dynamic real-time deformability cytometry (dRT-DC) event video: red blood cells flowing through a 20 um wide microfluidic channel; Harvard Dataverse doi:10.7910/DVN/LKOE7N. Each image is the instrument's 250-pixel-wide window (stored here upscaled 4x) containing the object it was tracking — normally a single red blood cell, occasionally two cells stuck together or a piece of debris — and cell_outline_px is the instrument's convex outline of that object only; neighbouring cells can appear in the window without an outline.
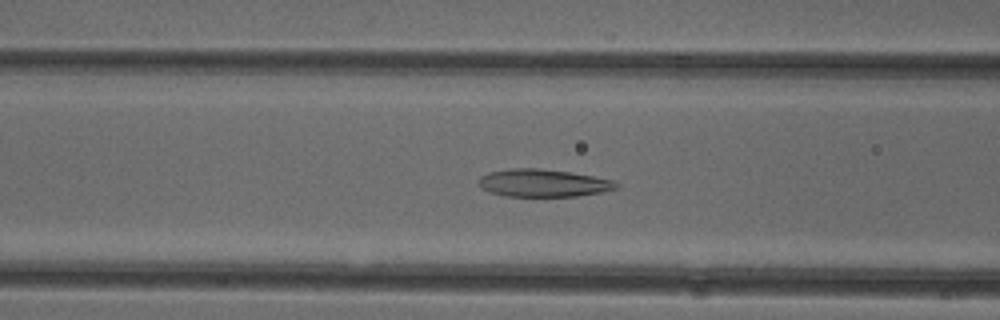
{"species": "common noctule bat (a hibernating species)", "species_latin": "Nyctalus noctula", "temperature_condition": "cold", "stored_images_in_passage": 37, "camera_frame_rate_fps": 3000, "um_per_image_px": 0.085, "animal": {"sex": "female"}, "frame": {"image": 1, "passage_image": 6, "time_ms": 1.667, "image_size_px": [1000, 320], "cell_outline_px": [[620, 184], [616, 188], [600, 192], [576, 196], [504, 196], [488, 192], [480, 184], [480, 176], [488, 172], [512, 168], [540, 168], [572, 172], [612, 180]], "centroid_in_image_um": [46.16, 15.55], "position_along_channel_um": 120.4, "area_um2": 22.02}}
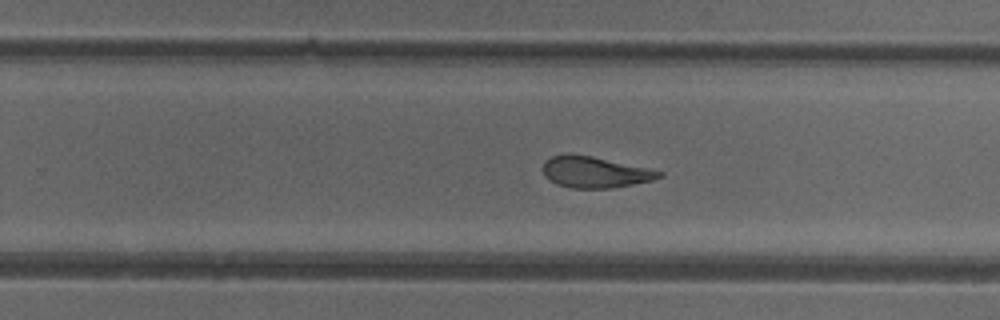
{"frame": {"image": 2, "passage_image": 18, "time_ms": 5.667, "image_size_px": [1000, 320], "cell_outline_px": [[664, 176], [652, 180], [612, 188], [572, 188], [556, 184], [548, 180], [544, 176], [544, 160], [552, 156], [592, 156], [664, 172]], "centroid_in_image_um": [50.57, 14.66], "position_along_channel_um": 279.2, "area_um2": 20.58}}
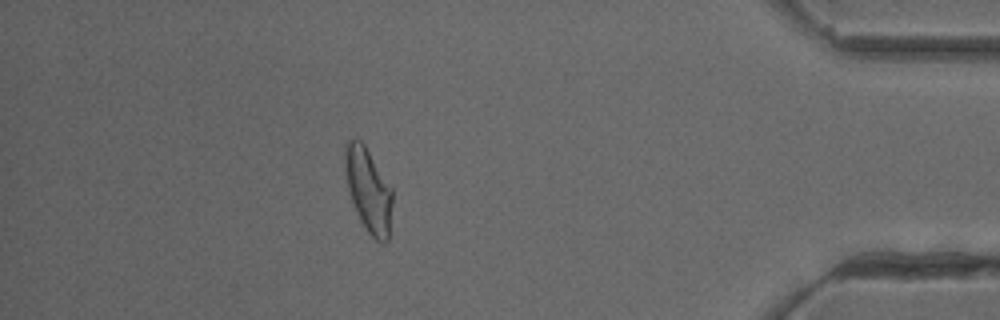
{"frame": {"image": 3, "passage_image": 31, "time_ms": 10.0, "image_size_px": [1000, 320], "cell_outline_px": [[392, 204], [388, 240], [384, 244], [380, 244], [368, 232], [360, 220], [352, 200], [348, 188], [344, 168], [344, 144], [348, 140], [360, 140], [364, 144], [392, 188]], "centroid_in_image_um": [31.31, 16.16], "position_along_channel_um": 403.9, "area_um2": 23.12}, "authors_computed_cell_mechanics": {"area_um2": 22.542, "velocity_mm_per_s": 3.9769, "shape_relaxation_time_tau1_ms": null, "shape_relaxation_time_tau2_ms": 2.0503, "deformation_change_tau1": null, "deformation_change_tau2": 0.0948}}